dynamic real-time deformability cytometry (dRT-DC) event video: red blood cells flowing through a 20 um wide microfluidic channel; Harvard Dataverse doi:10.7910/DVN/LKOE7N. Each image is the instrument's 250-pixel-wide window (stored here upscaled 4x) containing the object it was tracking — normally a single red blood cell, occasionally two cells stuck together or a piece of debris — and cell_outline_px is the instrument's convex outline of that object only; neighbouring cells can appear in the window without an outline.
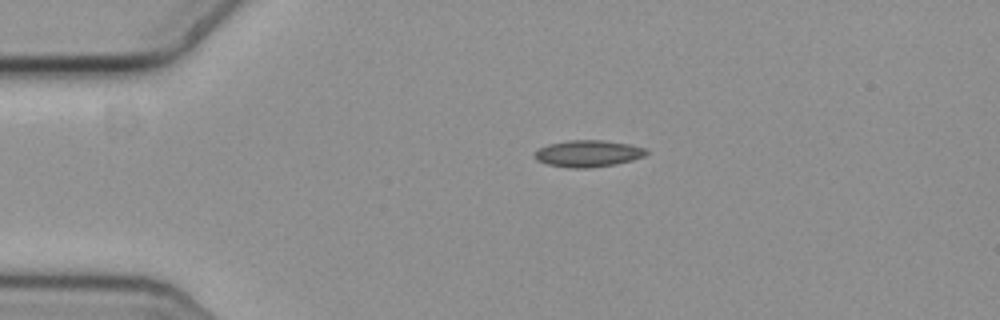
{"species": "common noctule bat (a hibernating species)", "species_latin": "Nyctalus noctula", "temperature_condition": "cold", "stored_images_in_passage": 46, "camera_frame_rate_fps": 3000, "um_per_image_px": 0.085, "animal": {"sex": "female", "body_mass_g": 19.3, "forearm_length_mm": 54.1}, "frame": {"image": 1, "passage_image": 1, "time_ms": 0.0, "image_size_px": [1000, 320], "cell_outline_px": [[648, 152], [644, 156], [632, 160], [616, 164], [588, 168], [572, 168], [548, 164], [536, 160], [532, 156], [540, 148], [548, 144], [568, 140], [604, 140], [632, 144], [648, 148]], "centroid_in_image_um": [50.02, 13.04], "position_along_channel_um": 35.0, "area_um2": 17.51}}
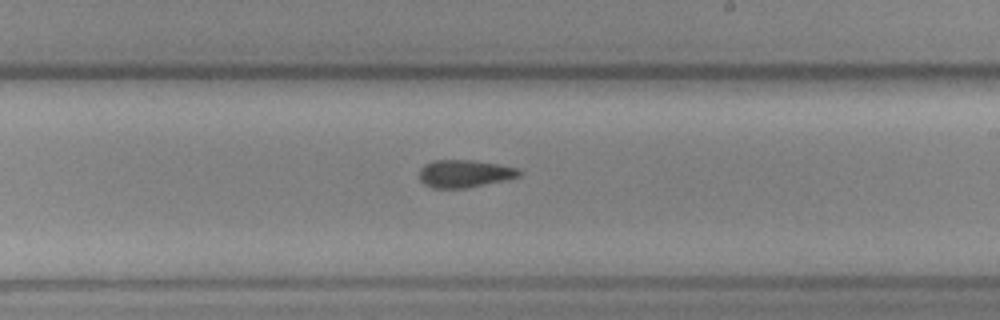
{"frame": {"image": 2, "passage_image": 22, "time_ms": 7.0, "image_size_px": [1000, 320], "cell_outline_px": [[524, 172], [520, 176], [508, 180], [468, 188], [432, 188], [424, 184], [420, 180], [420, 168], [424, 164], [432, 160], [472, 160], [520, 168]], "centroid_in_image_um": [39.53, 14.76], "position_along_channel_um": 249.5, "area_um2": 16.36}}
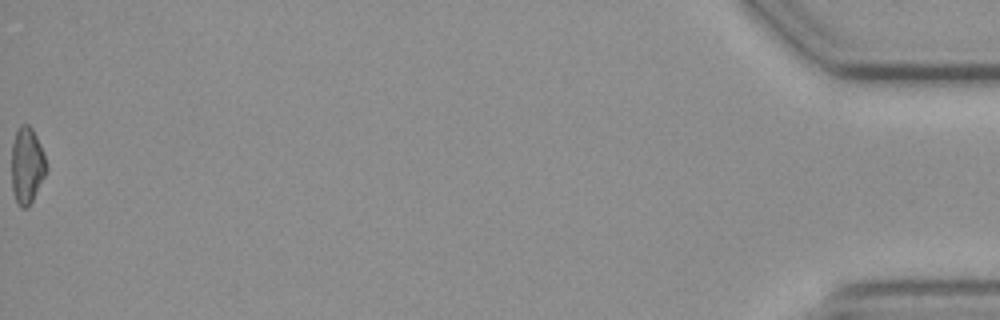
{"frame": {"image": 3, "passage_image": 46, "time_ms": 15.0, "image_size_px": [1000, 320], "cell_outline_px": [[48, 168], [28, 208], [20, 208], [16, 200], [12, 188], [12, 144], [16, 132], [20, 124], [28, 124], [32, 128], [44, 152], [48, 164]], "centroid_in_image_um": [2.3, 14.05], "position_along_channel_um": 432.9, "area_um2": 15.49}, "authors_computed_cell_mechanics": {"area_um2": 16.0973, "velocity_mm_per_s": 3.6478, "shape_relaxation_time_tau1_ms": null, "shape_relaxation_time_tau2_ms": 7.4693, "deformation_change_tau1": null, "deformation_change_tau2": 0.13}}